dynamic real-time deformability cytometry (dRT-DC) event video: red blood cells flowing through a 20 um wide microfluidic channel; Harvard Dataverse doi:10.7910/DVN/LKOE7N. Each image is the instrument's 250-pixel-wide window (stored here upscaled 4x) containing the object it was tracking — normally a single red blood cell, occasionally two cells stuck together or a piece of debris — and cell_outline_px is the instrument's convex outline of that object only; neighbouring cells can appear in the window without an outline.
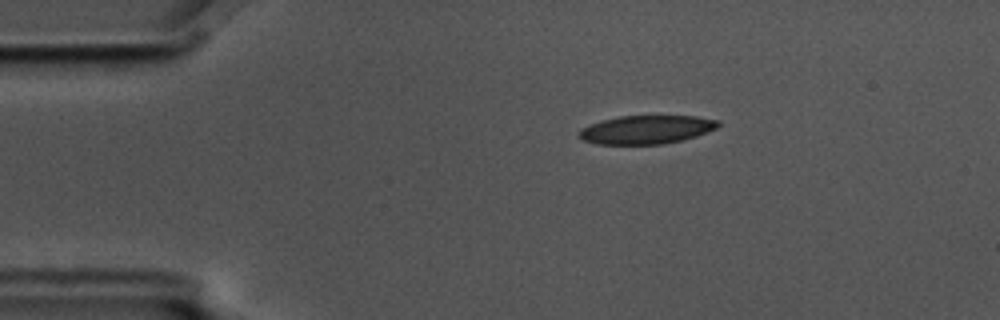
{"species": "common noctule bat (a hibernating species)", "species_latin": "Nyctalus noctula", "temperature_condition": "cold", "stored_images_in_passage": 5, "segment_of_instrument_passage": [1, 2], "camera_frame_rate_fps": 3000, "um_per_image_px": 0.085, "animal": {"sex": "male", "body_mass_g": 17.5, "forearm_length_mm": 52.3}, "frame": {"image": 1, "passage_image": 3, "time_ms": 0.667, "image_size_px": [1000, 320], "cell_outline_px": [[720, 124], [716, 128], [696, 136], [680, 140], [660, 144], [596, 144], [584, 140], [580, 136], [580, 132], [584, 128], [600, 120], [620, 116], [696, 116], [720, 120]], "centroid_in_image_um": [54.98, 11.01], "position_along_channel_um": 30.0, "area_um2": 22.77}}